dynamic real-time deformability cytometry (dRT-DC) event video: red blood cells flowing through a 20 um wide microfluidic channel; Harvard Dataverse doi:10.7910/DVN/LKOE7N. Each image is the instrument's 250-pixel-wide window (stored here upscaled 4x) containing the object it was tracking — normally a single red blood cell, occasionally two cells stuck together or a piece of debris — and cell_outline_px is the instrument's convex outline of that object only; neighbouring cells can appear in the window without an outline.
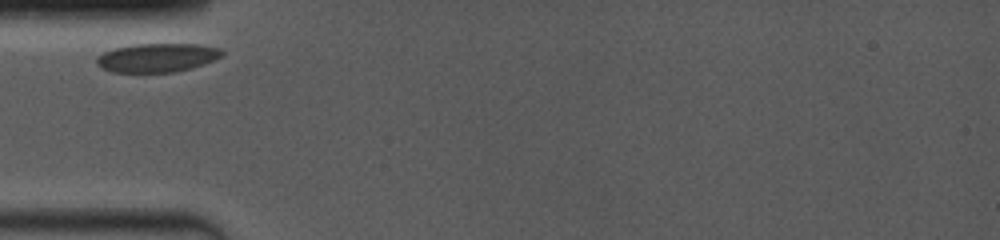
{"species": "common noctule bat (a hibernating species)", "species_latin": "Nyctalus noctula", "temperature_condition": "room temperature", "stored_images_in_passage": 31, "camera_frame_rate_fps": 4000, "um_per_image_px": 0.085, "animal": {"sex": "female", "body_mass_g": 19.0, "forearm_length_mm": 53.3}, "frame": {"image": 1, "passage_image": 1, "time_ms": 0.0, "image_size_px": [1000, 240], "cell_outline_px": [[224, 52], [220, 56], [204, 64], [192, 68], [176, 72], [112, 72], [100, 68], [96, 64], [96, 60], [104, 52], [116, 48], [132, 44], [200, 44], [220, 48]], "centroid_in_image_um": [13.36, 4.9], "position_along_channel_um": 71.6, "area_um2": 20.98}}
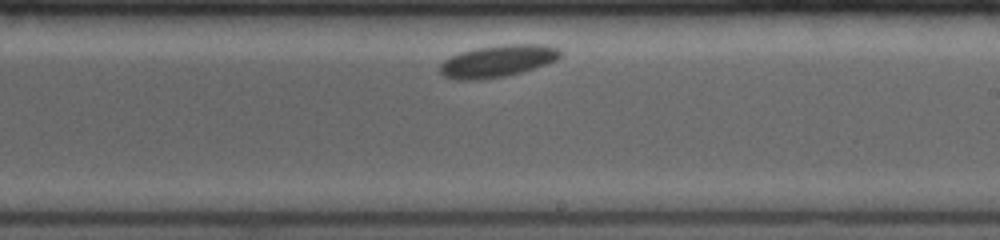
{"frame": {"image": 2, "passage_image": 19, "time_ms": 5.0, "image_size_px": [1000, 240], "cell_outline_px": [[564, 52], [556, 60], [548, 64], [508, 76], [480, 80], [456, 80], [444, 76], [440, 72], [440, 64], [444, 60], [460, 52], [476, 48], [504, 44], [544, 44], [560, 48]], "centroid_in_image_um": [42.34, 5.19], "position_along_channel_um": 246.7, "area_um2": 22.77}}
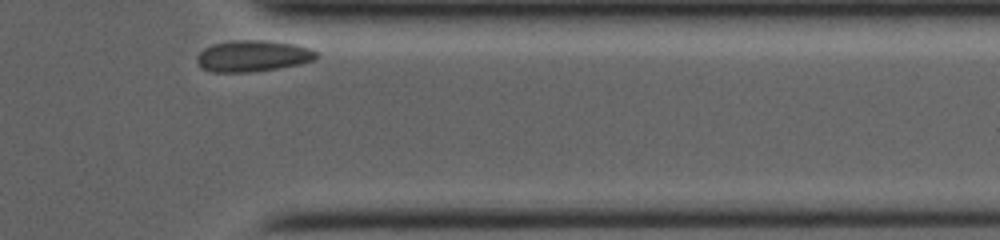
{"frame": {"image": 3, "passage_image": 31, "time_ms": 9.0, "image_size_px": [1000, 240], "cell_outline_px": [[320, 56], [312, 60], [300, 64], [276, 68], [248, 72], [212, 72], [204, 68], [196, 60], [196, 56], [204, 48], [212, 44], [236, 40], [260, 40], [296, 44], [312, 48], [320, 52]], "centroid_in_image_um": [21.54, 4.74], "position_along_channel_um": 389.9, "area_um2": 21.79}}